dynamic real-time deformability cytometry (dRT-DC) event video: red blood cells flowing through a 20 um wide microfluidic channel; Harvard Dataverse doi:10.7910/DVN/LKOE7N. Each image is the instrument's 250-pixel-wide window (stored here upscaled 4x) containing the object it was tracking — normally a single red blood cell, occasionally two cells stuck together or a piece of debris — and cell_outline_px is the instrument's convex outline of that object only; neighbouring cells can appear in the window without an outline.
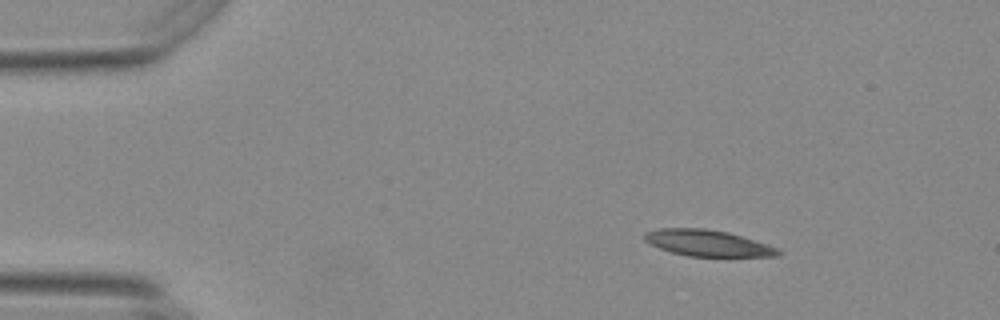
{"species": "Egyptian fruit bat (a non-hibernating species)", "species_latin": "Rousettus aegyptiacus", "temperature_condition": "warm", "stored_images_in_passage": 48, "camera_frame_rate_fps": 3000, "um_per_image_px": 0.085, "animal": {"sex": "female"}, "frame": {"image": 1, "passage_image": 1, "time_ms": 0.0, "image_size_px": [1000, 320], "cell_outline_px": [[784, 252], [780, 256], [688, 256], [672, 252], [648, 244], [644, 240], [644, 232], [660, 228], [704, 228], [728, 232], [768, 244]], "centroid_in_image_um": [60.14, 20.66], "position_along_channel_um": 24.9, "area_um2": 20.46}}
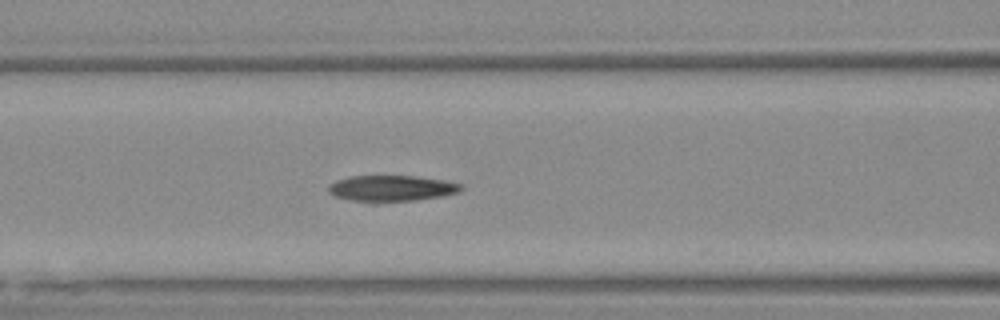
{"frame": {"image": 2, "passage_image": 16, "time_ms": 5.0, "image_size_px": [1000, 320], "cell_outline_px": [[464, 188], [460, 192], [440, 196], [416, 200], [376, 204], [368, 204], [336, 196], [328, 192], [328, 188], [336, 180], [348, 176], [416, 176], [440, 180], [460, 184]], "centroid_in_image_um": [33.24, 16.04], "position_along_channel_um": 133.4, "area_um2": 20.4}}
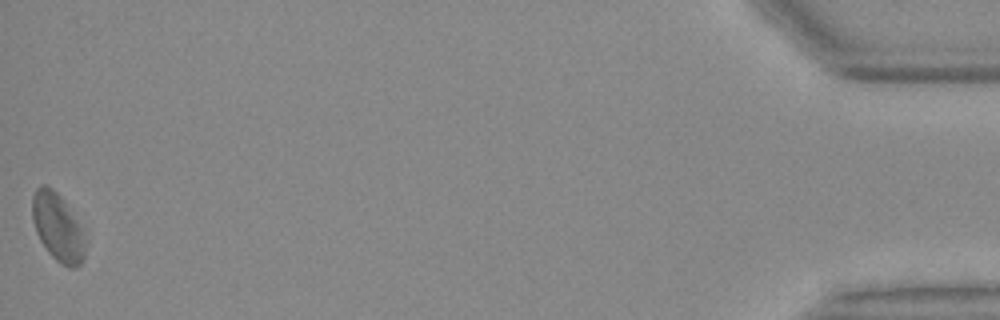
{"frame": {"image": 3, "passage_image": 48, "time_ms": 15.667, "image_size_px": [1000, 320], "cell_outline_px": [[84, 256], [80, 264], [76, 268], [68, 268], [60, 264], [48, 252], [40, 240], [36, 232], [32, 220], [32, 196], [36, 188], [40, 184], [44, 184], [52, 188], [60, 196], [76, 220], [80, 228], [84, 240]], "centroid_in_image_um": [4.86, 19.32], "position_along_channel_um": 430.3, "area_um2": 20.63}, "authors_computed_cell_mechanics": {"area_um2": 20.8369, "velocity_mm_per_s": 3.6856, "shape_relaxation_time_tau1_ms": 4.8566, "shape_relaxation_time_tau2_ms": 2.8869, "deformation_change_tau1": 0.1403, "deformation_change_tau2": 0.0924}}